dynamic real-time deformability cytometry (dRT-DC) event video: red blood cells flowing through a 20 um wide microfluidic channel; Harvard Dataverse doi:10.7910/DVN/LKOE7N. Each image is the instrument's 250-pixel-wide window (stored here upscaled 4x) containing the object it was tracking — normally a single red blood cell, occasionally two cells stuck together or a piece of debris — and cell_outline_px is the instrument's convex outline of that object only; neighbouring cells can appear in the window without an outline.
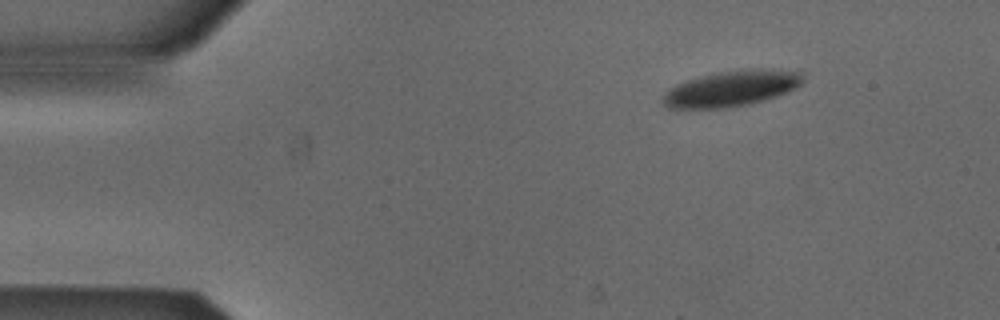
{"species": "Egyptian fruit bat (a non-hibernating species)", "species_latin": "Rousettus aegyptiacus", "temperature_condition": "cold", "stored_images_in_passage": 47, "camera_frame_rate_fps": 3000, "um_per_image_px": 0.085, "animal": {"sex": "male"}, "frame": {"image": 1, "passage_image": 1, "time_ms": 0.0, "image_size_px": [1000, 320], "cell_outline_px": [[804, 80], [800, 84], [788, 92], [748, 104], [728, 108], [668, 108], [660, 100], [664, 92], [676, 84], [700, 76], [720, 72], [756, 68], [772, 68], [800, 72], [804, 76]], "centroid_in_image_um": [62.16, 7.52], "position_along_channel_um": 22.8, "area_um2": 29.13}}
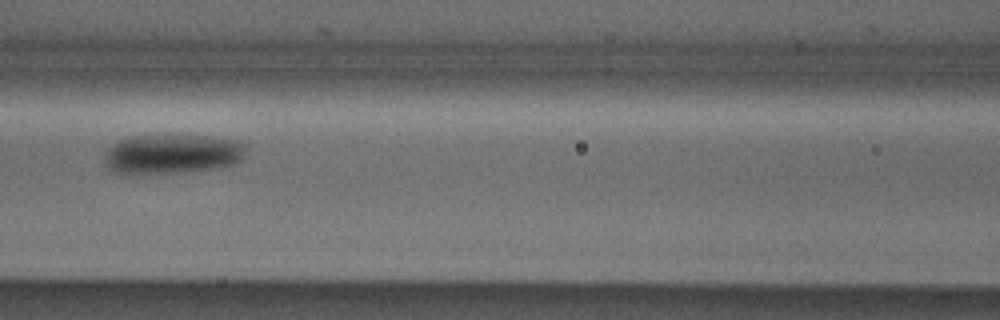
{"frame": {"image": 2, "passage_image": 17, "time_ms": 5.333, "image_size_px": [1000, 320], "cell_outline_px": [[248, 144], [244, 156], [240, 160], [232, 164], [216, 168], [184, 172], [116, 172], [108, 164], [108, 148], [112, 144], [128, 136], [208, 136], [244, 140]], "centroid_in_image_um": [14.8, 13.05], "position_along_channel_um": 151.8, "area_um2": 31.96}}
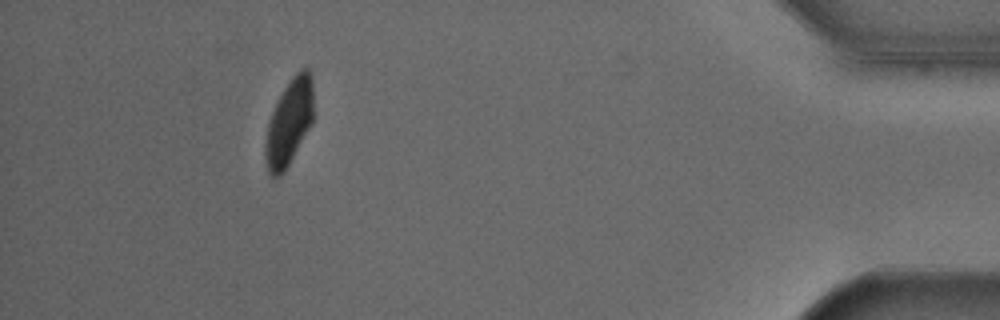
{"frame": {"image": 3, "passage_image": 42, "time_ms": 13.667, "image_size_px": [1000, 320], "cell_outline_px": [[312, 124], [284, 172], [280, 176], [272, 176], [268, 172], [264, 160], [264, 144], [268, 124], [272, 112], [284, 88], [292, 76], [300, 68], [308, 68], [312, 80]], "centroid_in_image_um": [24.56, 10.43], "position_along_channel_um": 410.6, "area_um2": 24.04}}